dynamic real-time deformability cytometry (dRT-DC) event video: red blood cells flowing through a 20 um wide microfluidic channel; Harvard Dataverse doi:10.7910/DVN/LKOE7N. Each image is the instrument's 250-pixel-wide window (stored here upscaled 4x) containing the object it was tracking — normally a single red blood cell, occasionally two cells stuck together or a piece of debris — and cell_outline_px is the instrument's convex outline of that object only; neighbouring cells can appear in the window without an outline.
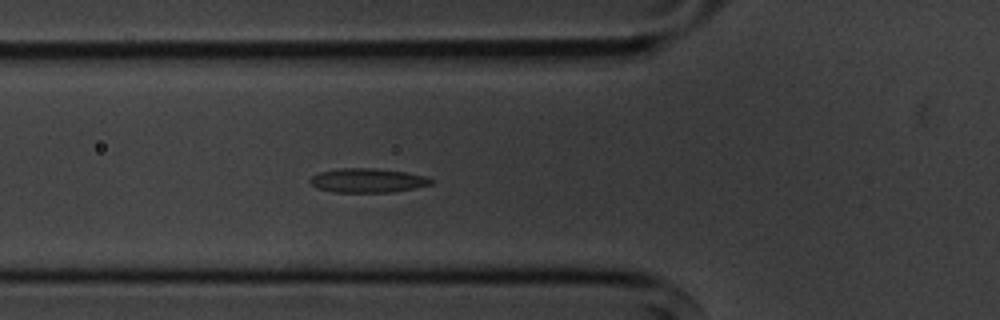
{"species": "common noctule bat (a hibernating species)", "species_latin": "Nyctalus noctula", "temperature_condition": "cold", "stored_images_in_passage": 4, "camera_frame_rate_fps": 3000, "um_per_image_px": 0.085, "animal": {"sex": "male", "body_mass_g": 20.1, "forearm_length_mm": 53.5}, "frame": {"image": 1, "passage_image": 4, "time_ms": 3.333, "image_size_px": [1000, 320], "cell_outline_px": [[432, 184], [392, 192], [332, 192], [316, 188], [308, 180], [312, 176], [320, 172], [340, 168], [372, 168], [408, 172], [428, 176], [432, 180]], "centroid_in_image_um": [31.24, 15.33], "position_along_channel_um": 94.6, "area_um2": 17.05}}